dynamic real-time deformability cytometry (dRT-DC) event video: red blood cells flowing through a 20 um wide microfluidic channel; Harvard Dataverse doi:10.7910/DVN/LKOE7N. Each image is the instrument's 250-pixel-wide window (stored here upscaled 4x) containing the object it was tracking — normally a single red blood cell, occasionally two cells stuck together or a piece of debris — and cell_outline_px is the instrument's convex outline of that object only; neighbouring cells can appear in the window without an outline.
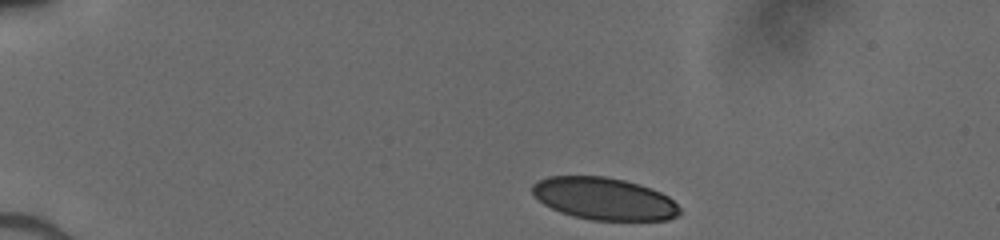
{"species": "human", "species_latin": "Homo sapiens", "temperature_condition": "cold", "stored_images_in_passage": 41, "camera_frame_rate_fps": 3000, "um_per_image_px": 0.085, "donor": {"sex": "male"}, "frame": {"image": 1, "passage_image": 1, "time_ms": 0.0, "image_size_px": [1000, 240], "cell_outline_px": [[680, 212], [676, 216], [668, 220], [592, 220], [572, 216], [560, 212], [544, 204], [532, 192], [532, 184], [548, 176], [604, 176], [624, 180], [640, 184], [652, 188], [668, 196], [680, 208]], "centroid_in_image_um": [51.36, 16.89], "position_along_channel_um": 33.6, "area_um2": 36.24}}
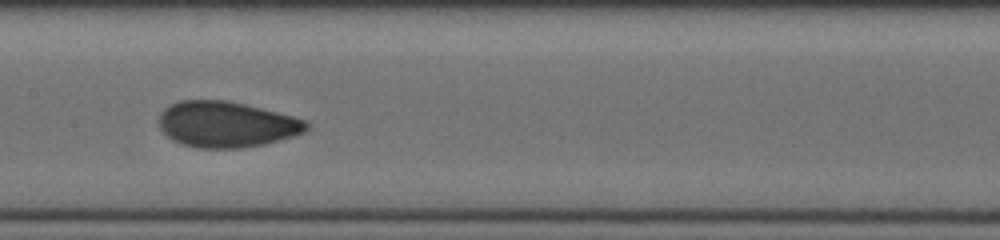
{"frame": {"image": 2, "passage_image": 18, "time_ms": 5.667, "image_size_px": [1000, 240], "cell_outline_px": [[308, 128], [304, 132], [292, 136], [264, 144], [240, 148], [200, 148], [180, 144], [172, 140], [160, 128], [160, 112], [164, 108], [180, 100], [228, 100], [292, 116], [304, 120], [308, 124]], "centroid_in_image_um": [19.21, 10.57], "position_along_channel_um": 188.2, "area_um2": 39.13}}
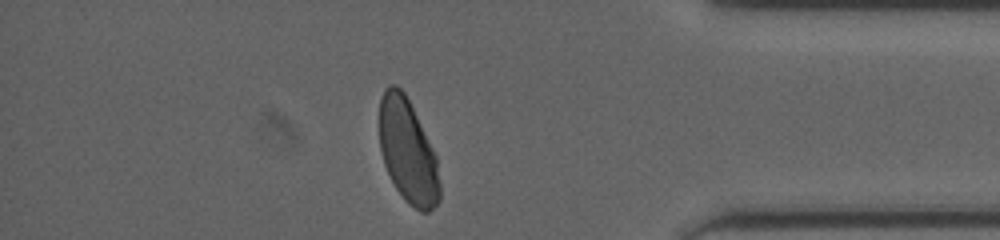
{"frame": {"image": 3, "passage_image": 35, "time_ms": 11.333, "image_size_px": [1000, 240], "cell_outline_px": [[440, 200], [428, 212], [420, 212], [408, 204], [404, 200], [396, 188], [384, 164], [380, 148], [380, 96], [384, 88], [388, 84], [396, 84], [404, 92], [436, 156], [440, 184]], "centroid_in_image_um": [34.65, 12.87], "position_along_channel_um": 400.5, "area_um2": 36.3}}